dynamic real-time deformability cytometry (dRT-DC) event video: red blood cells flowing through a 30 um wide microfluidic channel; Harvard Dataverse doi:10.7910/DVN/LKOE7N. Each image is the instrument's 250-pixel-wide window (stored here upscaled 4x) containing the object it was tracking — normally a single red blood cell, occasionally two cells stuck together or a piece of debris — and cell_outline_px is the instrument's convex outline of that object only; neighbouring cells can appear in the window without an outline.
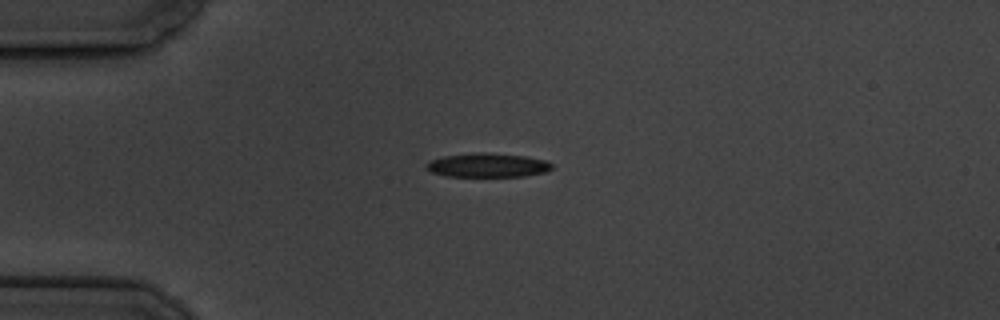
{"species": "common noctule bat (a hibernating species)", "species_latin": "Nyctalus noctula", "temperature_condition": "cold", "stored_images_in_passage": 2, "camera_frame_rate_fps": 3000, "um_per_image_px": 0.085, "animal": {"sex": "male", "body_mass_g": 19.5, "forearm_length_mm": 54.6}, "frame": {"image": 1, "passage_image": 1, "time_ms": 0.0, "image_size_px": [1000, 320], "cell_outline_px": [[552, 168], [544, 172], [524, 176], [444, 176], [432, 172], [424, 168], [424, 164], [432, 160], [444, 156], [480, 152], [488, 152], [524, 156], [544, 160], [552, 164]], "centroid_in_image_um": [41.4, 14.04], "position_along_channel_um": 43.6, "area_um2": 17.46}}